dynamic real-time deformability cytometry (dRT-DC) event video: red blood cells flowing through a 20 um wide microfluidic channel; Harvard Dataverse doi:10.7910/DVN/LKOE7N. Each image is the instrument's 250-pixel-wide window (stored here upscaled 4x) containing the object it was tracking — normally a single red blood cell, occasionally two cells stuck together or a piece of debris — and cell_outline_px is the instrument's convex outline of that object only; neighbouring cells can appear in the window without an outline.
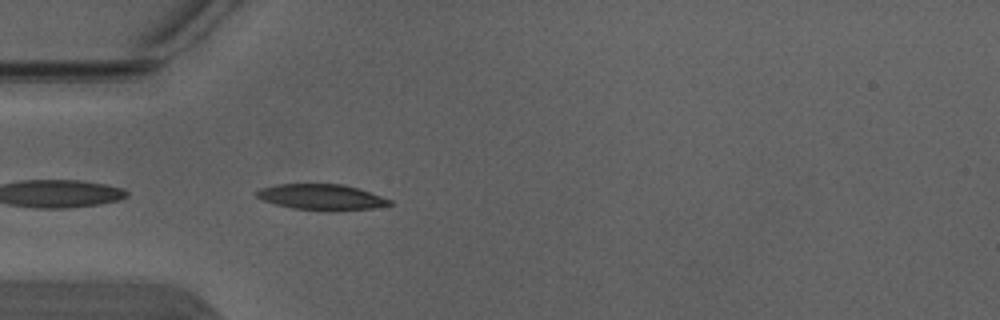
{"species": "Egyptian fruit bat (a non-hibernating species)", "species_latin": "Rousettus aegyptiacus", "temperature_condition": "warm", "stored_images_in_passage": 4, "camera_frame_rate_fps": 3000, "um_per_image_px": 0.085, "animal": {"sex": "male"}, "frame": {"image": 1, "passage_image": 4, "time_ms": 1.0, "image_size_px": [1000, 320], "cell_outline_px": [[392, 204], [372, 208], [328, 212], [292, 208], [276, 204], [264, 200], [256, 196], [256, 192], [260, 188], [276, 184], [344, 184], [392, 200]], "centroid_in_image_um": [27.31, 16.76], "position_along_channel_um": 57.7, "area_um2": 19.94}}